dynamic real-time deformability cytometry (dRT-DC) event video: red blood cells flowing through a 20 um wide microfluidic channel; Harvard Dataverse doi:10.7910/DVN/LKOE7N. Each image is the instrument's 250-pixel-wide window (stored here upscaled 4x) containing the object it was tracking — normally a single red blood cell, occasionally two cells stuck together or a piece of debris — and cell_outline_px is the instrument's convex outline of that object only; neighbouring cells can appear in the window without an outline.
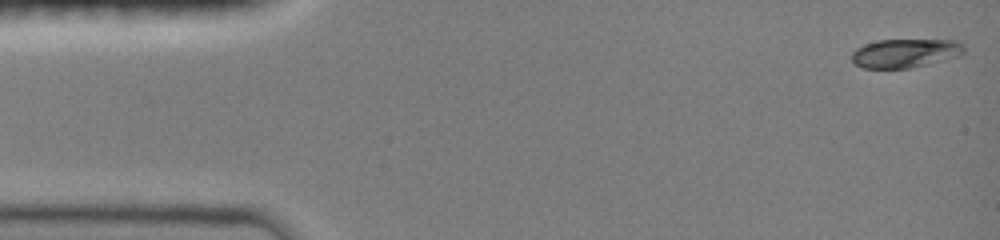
{"species": "common noctule bat (a hibernating species)", "species_latin": "Nyctalus noctula", "temperature_condition": "room temperature", "stored_images_in_passage": 43, "camera_frame_rate_fps": 3000, "um_per_image_px": 0.085, "animal": {"sex": "female", "body_mass_g": 19.0, "forearm_length_mm": 51.5}, "frame": {"image": 1, "passage_image": 1, "time_ms": 0.0, "image_size_px": [1000, 240], "cell_outline_px": [[964, 52], [960, 56], [928, 64], [908, 68], [864, 68], [856, 64], [852, 60], [852, 52], [856, 48], [864, 44], [876, 40], [956, 40], [964, 44]], "centroid_in_image_um": [76.96, 4.51], "position_along_channel_um": 8.0, "area_um2": 18.9}}
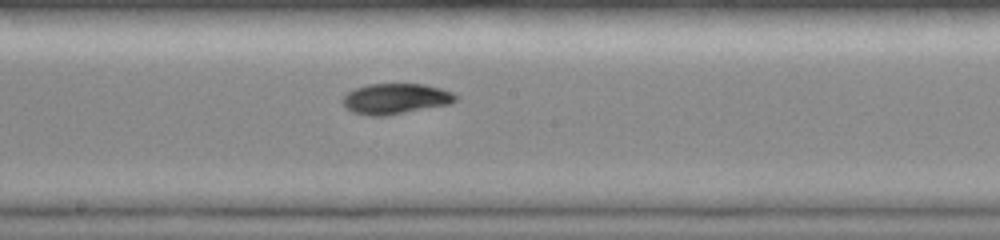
{"frame": {"image": 2, "passage_image": 23, "time_ms": 7.333, "image_size_px": [1000, 240], "cell_outline_px": [[456, 100], [452, 104], [388, 116], [372, 116], [352, 112], [344, 108], [344, 96], [348, 92], [356, 88], [368, 84], [424, 84], [440, 88], [452, 92], [456, 96]], "centroid_in_image_um": [33.64, 8.41], "position_along_channel_um": 214.6, "area_um2": 20.23}}
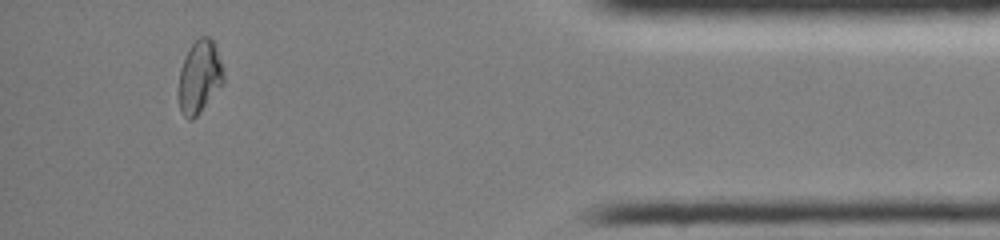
{"frame": {"image": 3, "passage_image": 40, "time_ms": 13.0, "image_size_px": [1000, 240], "cell_outline_px": [[224, 84], [196, 116], [192, 120], [188, 120], [180, 112], [180, 68], [184, 56], [192, 44], [200, 36], [208, 36], [216, 44], [224, 72]], "centroid_in_image_um": [16.99, 6.51], "position_along_channel_um": 418.2, "area_um2": 19.07}, "authors_computed_cell_mechanics": {"area_um2": 19.363, "velocity_mm_per_s": 4.0541, "shape_relaxation_time_tau1_ms": 4.7855, "shape_relaxation_time_tau2_ms": null, "deformation_change_tau1": 0.1566, "deformation_change_tau2": null}}